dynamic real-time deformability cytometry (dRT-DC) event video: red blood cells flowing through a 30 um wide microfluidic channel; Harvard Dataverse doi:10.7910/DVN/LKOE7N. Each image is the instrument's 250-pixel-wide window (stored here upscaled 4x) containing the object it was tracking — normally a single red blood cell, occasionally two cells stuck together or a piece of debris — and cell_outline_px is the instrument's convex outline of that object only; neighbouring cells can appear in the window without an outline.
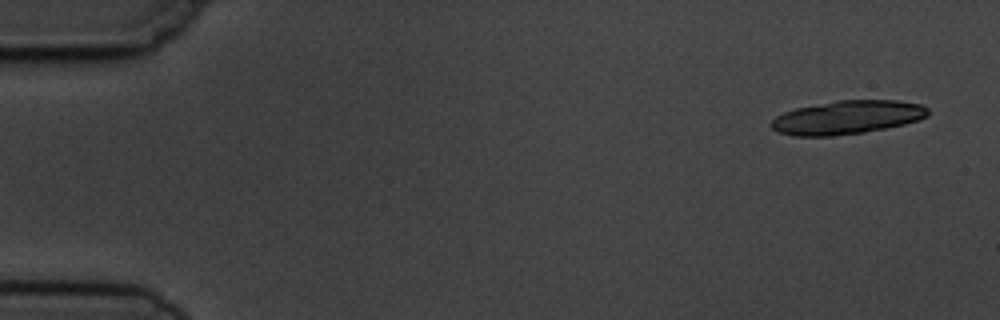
{"species": "common noctule bat (a hibernating species)", "species_latin": "Nyctalus noctula", "temperature_condition": "cold", "stored_images_in_passage": 5, "camera_frame_rate_fps": 3000, "um_per_image_px": 0.085, "animal": {"sex": "male", "body_mass_g": 19.5, "forearm_length_mm": 54.6}, "frame": {"image": 1, "passage_image": 1, "time_ms": 0.0, "image_size_px": [1000, 320], "cell_outline_px": [[928, 116], [904, 124], [864, 132], [832, 136], [792, 136], [776, 132], [768, 124], [776, 116], [784, 112], [796, 108], [836, 100], [896, 100], [920, 104], [928, 108]], "centroid_in_image_um": [71.96, 9.98], "position_along_channel_um": 13.0, "area_um2": 30.69}}